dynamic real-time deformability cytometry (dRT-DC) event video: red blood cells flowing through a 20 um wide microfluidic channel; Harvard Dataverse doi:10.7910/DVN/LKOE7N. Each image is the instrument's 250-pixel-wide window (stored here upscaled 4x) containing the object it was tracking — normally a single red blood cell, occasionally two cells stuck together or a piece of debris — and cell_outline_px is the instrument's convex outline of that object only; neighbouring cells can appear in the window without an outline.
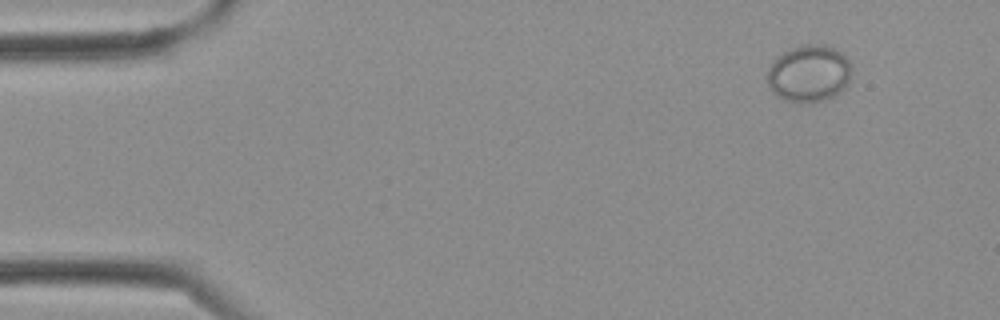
{"species": "Egyptian fruit bat (a non-hibernating species)", "species_latin": "Rousettus aegyptiacus", "temperature_condition": "cold", "stored_images_in_passage": 3, "camera_frame_rate_fps": 3000, "um_per_image_px": 0.085, "frame": {"image": 1, "passage_image": 1, "time_ms": 0.0, "image_size_px": [1000, 320], "cell_outline_px": [[852, 68], [848, 84], [840, 92], [824, 100], [804, 104], [784, 100], [772, 92], [768, 88], [768, 68], [772, 60], [776, 56], [792, 48], [804, 44], [824, 44], [840, 52], [848, 60]], "centroid_in_image_um": [68.74, 6.26], "position_along_channel_um": 16.3, "area_um2": 28.26}}